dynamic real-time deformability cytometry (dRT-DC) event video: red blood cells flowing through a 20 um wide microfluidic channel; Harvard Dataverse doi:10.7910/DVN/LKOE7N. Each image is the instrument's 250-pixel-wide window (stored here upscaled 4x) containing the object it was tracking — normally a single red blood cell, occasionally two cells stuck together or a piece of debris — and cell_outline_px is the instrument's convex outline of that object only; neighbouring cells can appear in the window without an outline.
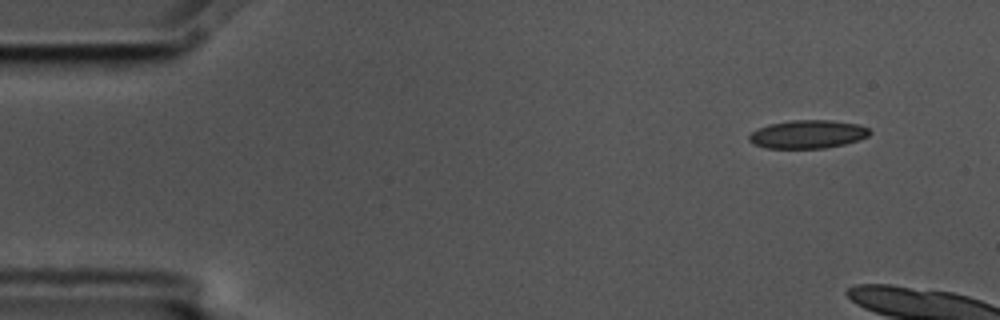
{"species": "common noctule bat (a hibernating species)", "species_latin": "Nyctalus noctula", "temperature_condition": "cold", "stored_images_in_passage": 3, "camera_frame_rate_fps": 3000, "um_per_image_px": 0.085, "animal": {"sex": "male", "body_mass_g": 17.5, "forearm_length_mm": 52.3}, "frame": {"image": 1, "passage_image": 1, "time_ms": 0.0, "image_size_px": [1000, 320], "cell_outline_px": [[872, 132], [868, 136], [860, 140], [844, 144], [824, 148], [764, 148], [752, 144], [748, 140], [748, 136], [752, 132], [768, 124], [792, 120], [832, 120], [860, 124], [868, 128]], "centroid_in_image_um": [68.67, 11.41], "position_along_channel_um": 16.3, "area_um2": 20.06}}